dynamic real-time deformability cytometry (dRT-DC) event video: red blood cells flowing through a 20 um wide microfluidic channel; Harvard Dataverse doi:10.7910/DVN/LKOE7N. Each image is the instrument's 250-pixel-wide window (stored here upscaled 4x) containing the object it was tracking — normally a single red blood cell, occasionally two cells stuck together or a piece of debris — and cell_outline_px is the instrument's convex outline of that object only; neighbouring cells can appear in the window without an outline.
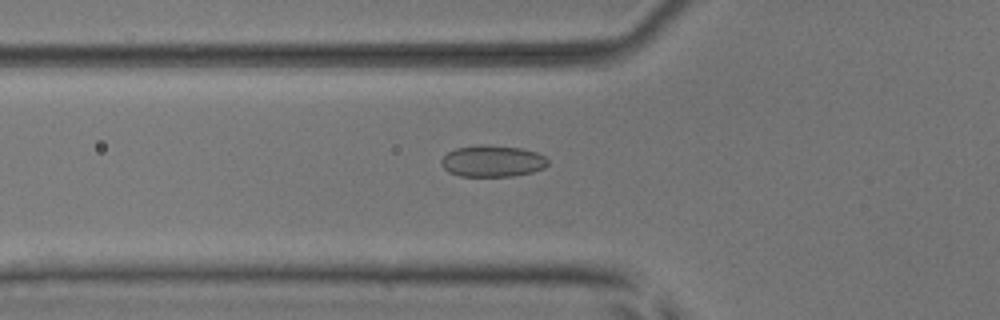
{"species": "common noctule bat (a hibernating species)", "species_latin": "Nyctalus noctula", "temperature_condition": "room temperature", "stored_images_in_passage": 31, "camera_frame_rate_fps": 3000, "um_per_image_px": 0.085, "animal": {"sex": "male", "body_mass_g": 17.9, "forearm_length_mm": 54.2}, "frame": {"image": 1, "passage_image": 4, "time_ms": 1.0, "image_size_px": [1000, 320], "cell_outline_px": [[548, 164], [544, 168], [532, 172], [512, 176], [460, 176], [448, 172], [440, 164], [440, 160], [448, 152], [456, 148], [476, 144], [484, 144], [520, 148], [536, 152], [544, 156], [548, 160]], "centroid_in_image_um": [41.83, 13.69], "position_along_channel_um": 84.0, "area_um2": 19.71}}
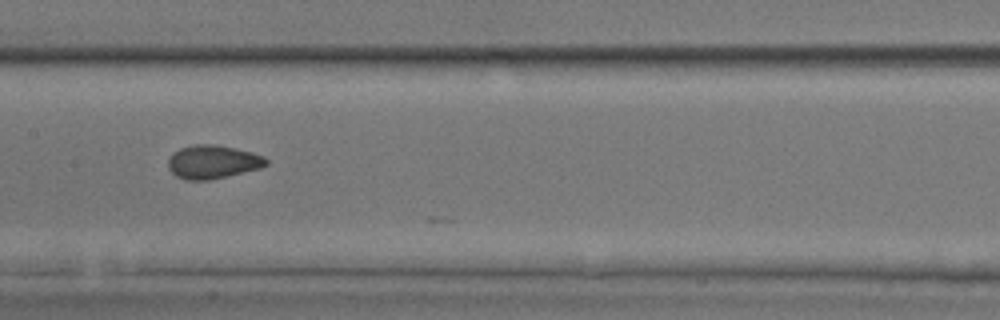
{"frame": {"image": 2, "passage_image": 12, "time_ms": 3.667, "image_size_px": [1000, 320], "cell_outline_px": [[268, 164], [260, 168], [208, 180], [188, 180], [176, 176], [168, 168], [168, 160], [180, 148], [196, 144], [216, 144], [236, 148], [252, 152], [264, 156], [268, 160]], "centroid_in_image_um": [18.11, 13.75], "position_along_channel_um": 189.3, "area_um2": 18.96}}
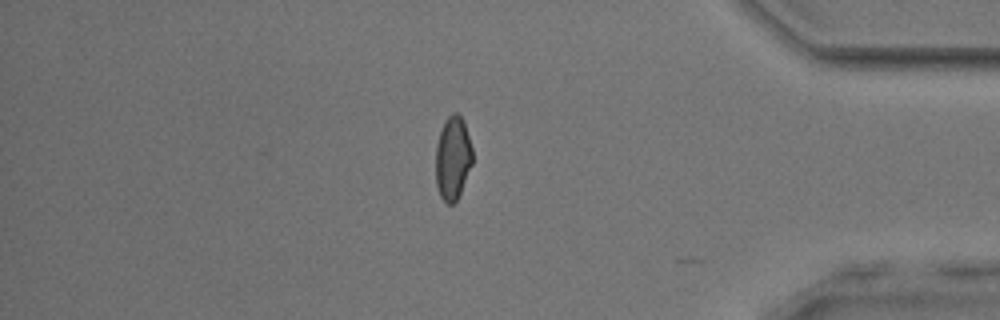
{"frame": {"image": 3, "passage_image": 30, "time_ms": 9.667, "image_size_px": [1000, 320], "cell_outline_px": [[472, 164], [460, 192], [456, 200], [452, 204], [448, 204], [440, 196], [436, 184], [436, 144], [444, 120], [452, 112], [456, 112], [460, 116], [464, 124], [472, 148]], "centroid_in_image_um": [38.47, 13.42], "position_along_channel_um": 396.7, "area_um2": 17.69}, "authors_computed_cell_mechanics": {"area_um2": 18.6694, "velocity_mm_per_s": 3.9428, "shape_relaxation_time_tau1_ms": 6.7049, "shape_relaxation_time_tau2_ms": 1.743, "deformation_change_tau1": 0.1261, "deformation_change_tau2": 0.0533}}